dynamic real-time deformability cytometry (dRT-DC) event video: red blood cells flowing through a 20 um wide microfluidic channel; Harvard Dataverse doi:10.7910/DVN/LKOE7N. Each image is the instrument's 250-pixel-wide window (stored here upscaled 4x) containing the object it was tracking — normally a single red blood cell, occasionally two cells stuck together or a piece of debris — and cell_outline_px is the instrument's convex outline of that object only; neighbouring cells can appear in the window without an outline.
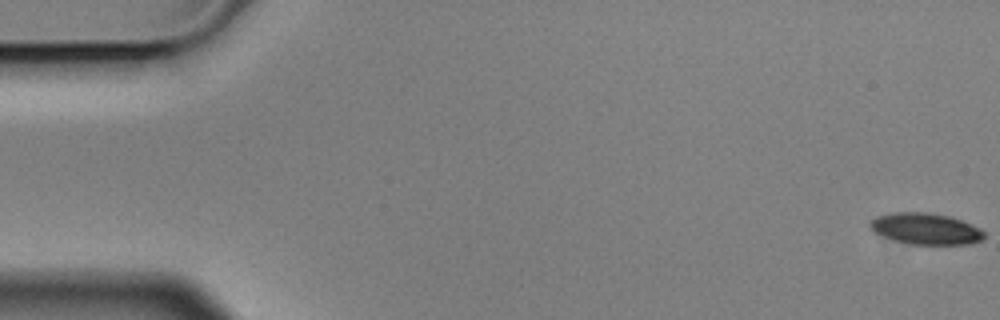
{"species": "Egyptian fruit bat (a non-hibernating species)", "species_latin": "Rousettus aegyptiacus", "temperature_condition": "cold", "stored_images_in_passage": 7, "camera_frame_rate_fps": 3000, "um_per_image_px": 0.085, "animal": {"sex": "male"}, "frame": {"image": 1, "passage_image": 1, "time_ms": 0.0, "image_size_px": [1000, 320], "cell_outline_px": [[984, 236], [980, 240], [972, 244], [912, 244], [896, 240], [884, 236], [876, 232], [868, 224], [876, 216], [892, 212], [924, 212], [952, 216], [980, 228], [984, 232]], "centroid_in_image_um": [78.71, 19.43], "position_along_channel_um": 6.3, "area_um2": 20.63}}
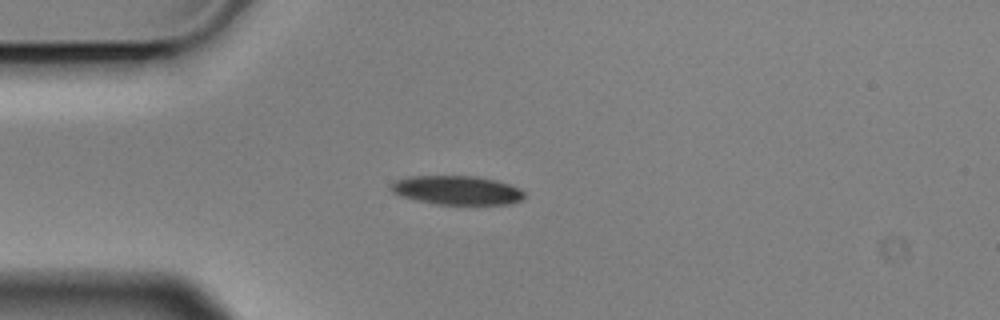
{"frame": {"image": 2, "passage_image": 5, "time_ms": 1.333, "image_size_px": [1000, 320], "cell_outline_px": [[524, 196], [520, 200], [512, 204], [436, 204], [416, 200], [400, 196], [392, 192], [388, 188], [388, 184], [396, 180], [408, 176], [480, 176], [496, 180], [520, 188], [524, 192]], "centroid_in_image_um": [38.79, 16.16], "position_along_channel_um": 46.2, "area_um2": 22.72}}
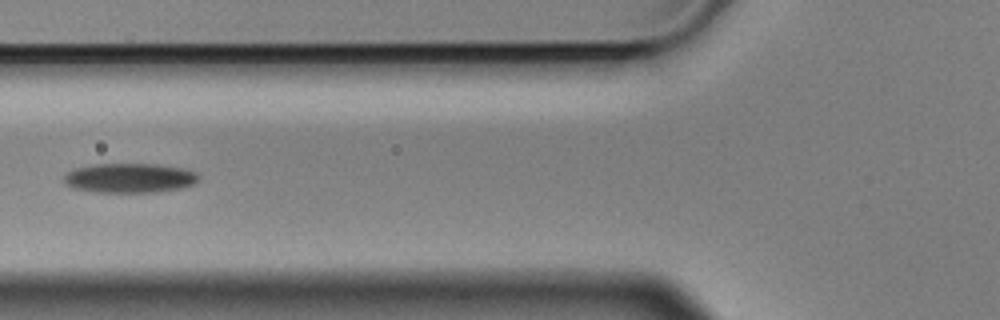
{"frame": {"image": 3, "passage_image": 7, "time_ms": 2.0, "image_size_px": [1000, 320], "cell_outline_px": [[200, 176], [192, 184], [180, 188], [156, 192], [96, 192], [72, 188], [64, 184], [64, 176], [68, 172], [76, 168], [96, 164], [156, 164], [184, 168], [196, 172]], "centroid_in_image_um": [11.0, 15.13], "position_along_channel_um": 114.8, "area_um2": 23.12}}